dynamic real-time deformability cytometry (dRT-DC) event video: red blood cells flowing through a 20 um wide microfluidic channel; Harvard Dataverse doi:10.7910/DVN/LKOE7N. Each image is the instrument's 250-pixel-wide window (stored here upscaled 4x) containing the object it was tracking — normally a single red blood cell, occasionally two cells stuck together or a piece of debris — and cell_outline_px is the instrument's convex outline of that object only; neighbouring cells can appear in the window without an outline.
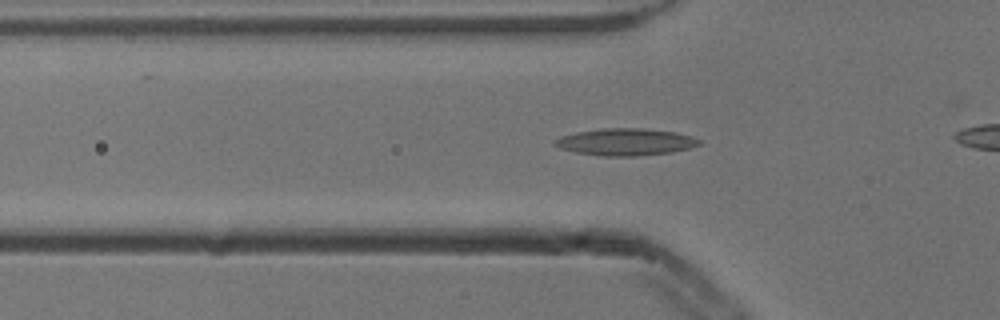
{"species": "common noctule bat (a hibernating species)", "species_latin": "Nyctalus noctula", "temperature_condition": "cold", "stored_images_in_passage": 35, "camera_frame_rate_fps": 3000, "um_per_image_px": 0.085, "animal": {"sex": "male", "body_mass_g": 13.3}, "frame": {"image": 1, "passage_image": 9, "time_ms": 2.667, "image_size_px": [1000, 320], "cell_outline_px": [[700, 144], [692, 148], [672, 152], [636, 156], [604, 156], [576, 152], [560, 148], [552, 144], [552, 140], [560, 136], [576, 132], [600, 128], [644, 128], [676, 132], [692, 136], [700, 140]], "centroid_in_image_um": [53.16, 12.06], "position_along_channel_um": 72.6, "area_um2": 22.95}}
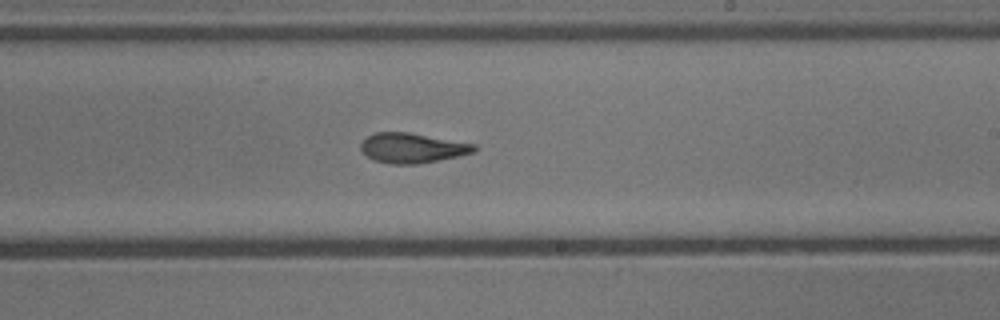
{"frame": {"image": 2, "passage_image": 23, "time_ms": 7.333, "image_size_px": [1000, 320], "cell_outline_px": [[476, 152], [416, 164], [388, 164], [372, 160], [360, 148], [360, 144], [372, 132], [408, 132], [476, 144]], "centroid_in_image_um": [35.01, 12.57], "position_along_channel_um": 254.0, "area_um2": 19.65}}
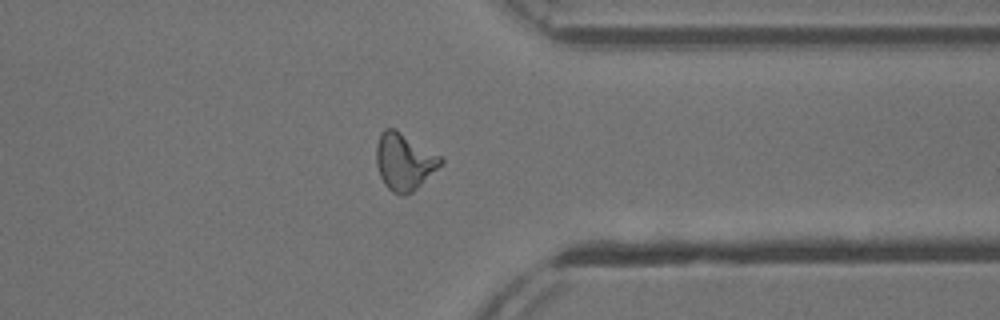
{"frame": {"image": 3, "passage_image": 33, "time_ms": 10.667, "image_size_px": [1000, 320], "cell_outline_px": [[444, 164], [412, 192], [404, 196], [400, 196], [392, 192], [384, 184], [380, 176], [376, 164], [376, 144], [380, 132], [384, 128], [396, 128], [444, 156]], "centroid_in_image_um": [34.39, 13.71], "position_along_channel_um": 377.0, "area_um2": 22.14}}